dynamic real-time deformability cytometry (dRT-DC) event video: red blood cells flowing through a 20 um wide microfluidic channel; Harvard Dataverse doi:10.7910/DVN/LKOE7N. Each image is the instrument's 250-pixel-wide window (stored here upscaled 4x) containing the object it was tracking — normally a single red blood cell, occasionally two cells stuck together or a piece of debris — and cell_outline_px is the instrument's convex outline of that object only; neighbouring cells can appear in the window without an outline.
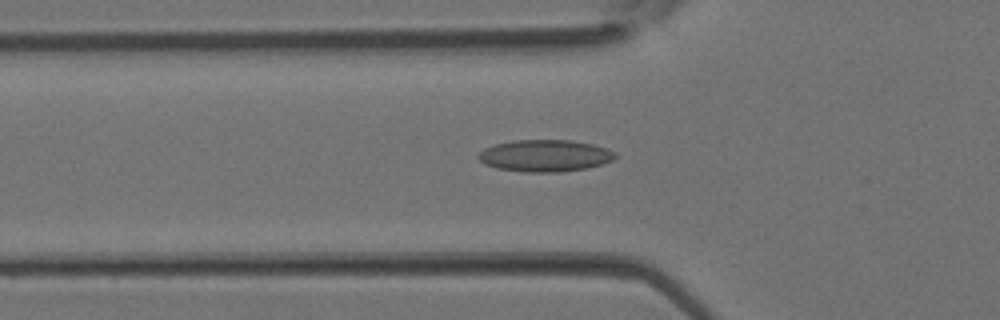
{"species": "Egyptian fruit bat (a non-hibernating species)", "species_latin": "Rousettus aegyptiacus", "temperature_condition": "room temperature", "stored_images_in_passage": 24, "camera_frame_rate_fps": 3000, "um_per_image_px": 0.085, "animal": {"sex": "female"}, "frame": {"image": 1, "passage_image": 3, "time_ms": 0.667, "image_size_px": [1000, 320], "cell_outline_px": [[616, 156], [612, 160], [604, 164], [588, 168], [560, 172], [528, 172], [496, 168], [480, 160], [476, 156], [484, 148], [496, 144], [512, 140], [572, 140], [592, 144], [608, 148], [616, 152]], "centroid_in_image_um": [46.37, 13.23], "position_along_channel_um": 79.4, "area_um2": 25.49}}
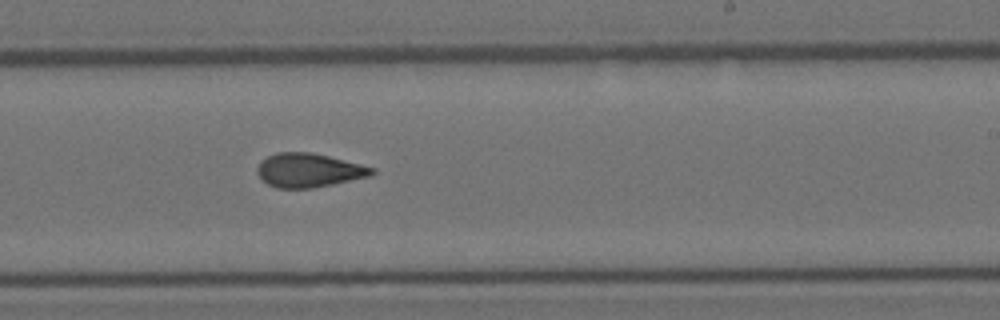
{"frame": {"image": 2, "passage_image": 13, "time_ms": 4.0, "image_size_px": [1000, 320], "cell_outline_px": [[376, 172], [368, 176], [332, 184], [312, 188], [276, 188], [268, 184], [256, 172], [256, 168], [260, 160], [276, 152], [312, 152], [376, 168]], "centroid_in_image_um": [26.21, 14.46], "position_along_channel_um": 262.8, "area_um2": 22.54}}
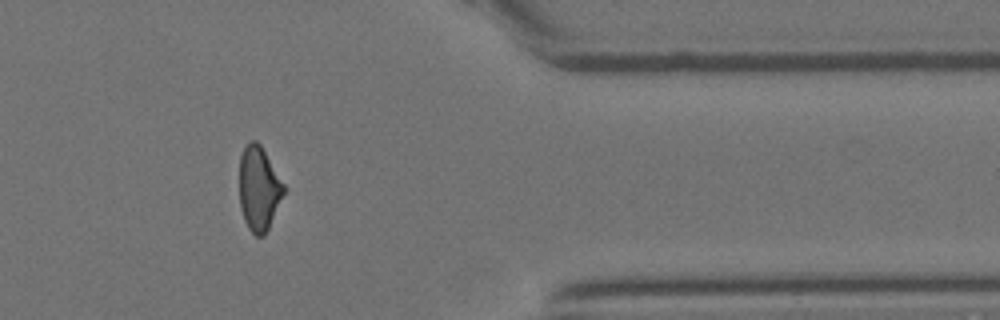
{"frame": {"image": 3, "passage_image": 21, "time_ms": 6.667, "image_size_px": [1000, 320], "cell_outline_px": [[288, 188], [264, 236], [256, 236], [248, 228], [244, 220], [240, 208], [240, 156], [248, 140], [256, 140], [260, 144]], "centroid_in_image_um": [22.03, 16.01], "position_along_channel_um": 389.4, "area_um2": 22.14}}